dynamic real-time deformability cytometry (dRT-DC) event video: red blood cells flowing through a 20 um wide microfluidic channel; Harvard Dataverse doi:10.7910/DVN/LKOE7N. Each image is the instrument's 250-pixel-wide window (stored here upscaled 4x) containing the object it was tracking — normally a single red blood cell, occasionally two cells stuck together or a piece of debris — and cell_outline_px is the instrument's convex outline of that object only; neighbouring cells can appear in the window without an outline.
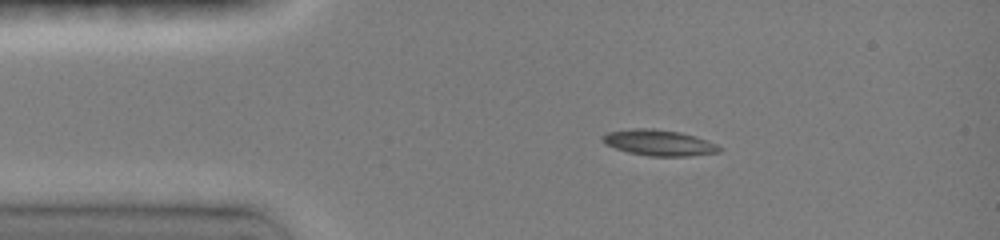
{"species": "common noctule bat (a hibernating species)", "species_latin": "Nyctalus noctula", "temperature_condition": "room temperature", "stored_images_in_passage": 10, "camera_frame_rate_fps": 3000, "um_per_image_px": 0.085, "animal": {"sex": "female", "body_mass_g": 19.0, "forearm_length_mm": 51.5}, "frame": {"image": 1, "passage_image": 1, "time_ms": 0.0, "image_size_px": [1000, 240], "cell_outline_px": [[724, 148], [720, 152], [688, 156], [648, 156], [628, 152], [604, 144], [600, 136], [608, 132], [632, 128], [652, 128], [680, 132], [708, 140]], "centroid_in_image_um": [56.01, 12.13], "position_along_channel_um": 29.0, "area_um2": 17.74}}
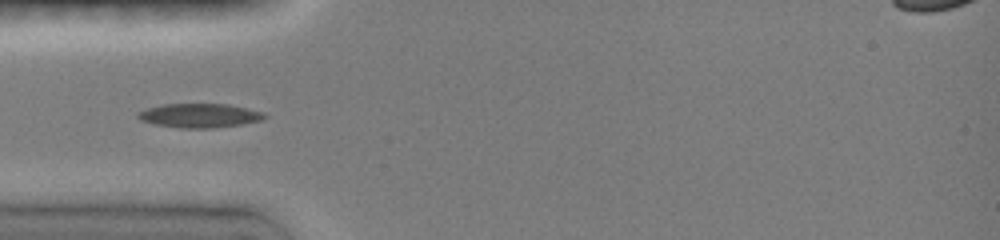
{"frame": {"image": 2, "passage_image": 6, "time_ms": 2.0, "image_size_px": [1000, 240], "cell_outline_px": [[268, 116], [260, 120], [240, 124], [212, 128], [180, 128], [156, 124], [140, 120], [136, 116], [136, 112], [148, 108], [164, 104], [228, 104], [264, 112]], "centroid_in_image_um": [16.94, 9.82], "position_along_channel_um": 68.1, "area_um2": 17.63}}
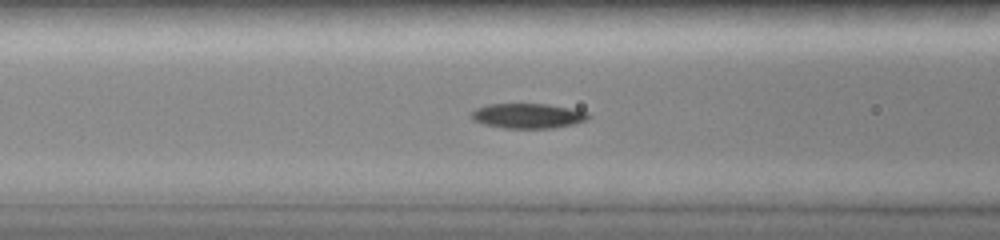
{"frame": {"image": 3, "passage_image": 9, "time_ms": 3.333, "image_size_px": [1000, 240], "cell_outline_px": [[588, 120], [572, 124], [552, 128], [504, 128], [484, 124], [476, 120], [472, 116], [472, 112], [476, 108], [488, 104], [548, 104], [588, 112]], "centroid_in_image_um": [44.88, 9.84], "position_along_channel_um": 121.7, "area_um2": 16.7}}